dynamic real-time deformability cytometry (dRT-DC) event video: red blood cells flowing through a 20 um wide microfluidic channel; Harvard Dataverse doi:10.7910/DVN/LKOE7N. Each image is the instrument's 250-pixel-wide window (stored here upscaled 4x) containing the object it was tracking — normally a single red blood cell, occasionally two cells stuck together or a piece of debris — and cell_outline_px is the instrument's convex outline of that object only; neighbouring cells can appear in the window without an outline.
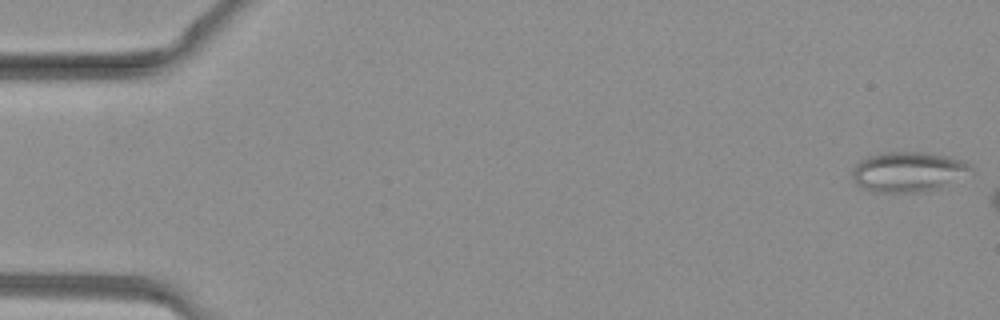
{"species": "common noctule bat (a hibernating species)", "species_latin": "Nyctalus noctula", "temperature_condition": "warm", "stored_images_in_passage": 6, "camera_frame_rate_fps": 3000, "um_per_image_px": 0.085, "animal": {"sex": "female", "body_mass_g": 19.3, "forearm_length_mm": 54.1}, "frame": {"image": 1, "passage_image": 1, "time_ms": 0.0, "image_size_px": [1000, 320], "cell_outline_px": [[972, 168], [936, 188], [920, 192], [872, 192], [856, 184], [852, 180], [852, 172], [856, 164], [860, 160], [868, 156], [884, 152], [928, 152], [952, 156], [968, 164]], "centroid_in_image_um": [77.07, 14.58], "position_along_channel_um": 7.9, "area_um2": 27.05}}